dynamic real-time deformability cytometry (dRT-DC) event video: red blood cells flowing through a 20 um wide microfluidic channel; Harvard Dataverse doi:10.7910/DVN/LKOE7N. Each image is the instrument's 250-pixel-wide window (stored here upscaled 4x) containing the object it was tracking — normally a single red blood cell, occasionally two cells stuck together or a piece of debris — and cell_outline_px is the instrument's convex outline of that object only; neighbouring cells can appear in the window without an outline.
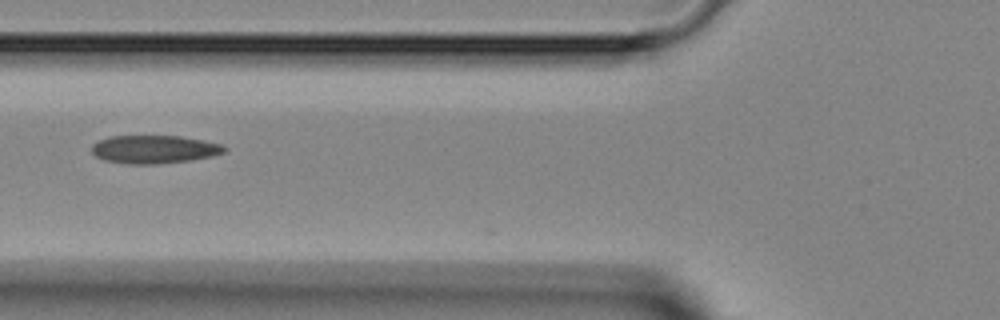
{"species": "Egyptian fruit bat (a non-hibernating species)", "species_latin": "Rousettus aegyptiacus", "temperature_condition": "room temperature", "stored_images_in_passage": 6, "camera_frame_rate_fps": 3000, "um_per_image_px": 0.085, "animal": {"sex": "female"}, "frame": {"image": 1, "passage_image": 6, "time_ms": 5.667, "image_size_px": [1000, 320], "cell_outline_px": [[228, 148], [224, 152], [212, 156], [192, 160], [156, 164], [128, 164], [104, 160], [96, 156], [92, 152], [92, 144], [100, 140], [112, 136], [180, 136], [204, 140], [224, 144]], "centroid_in_image_um": [13.15, 12.69], "position_along_channel_um": 112.7, "area_um2": 21.85}}